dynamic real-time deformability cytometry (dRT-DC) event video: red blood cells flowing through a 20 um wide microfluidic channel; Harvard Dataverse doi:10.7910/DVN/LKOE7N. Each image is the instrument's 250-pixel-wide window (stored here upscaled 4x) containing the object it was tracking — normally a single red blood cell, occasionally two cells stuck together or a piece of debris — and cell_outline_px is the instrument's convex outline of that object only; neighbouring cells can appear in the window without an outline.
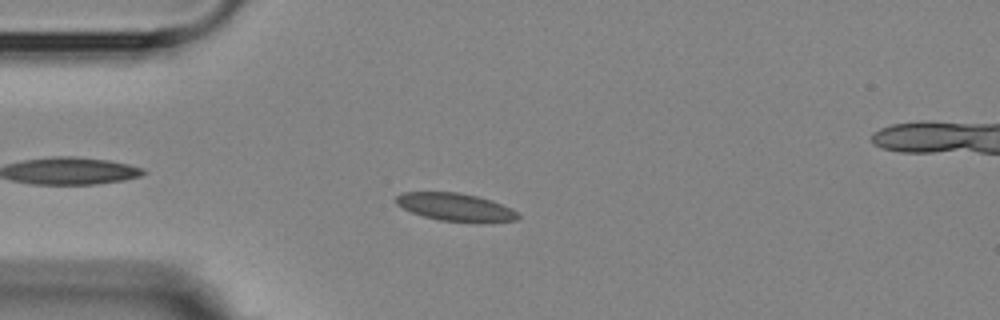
{"species": "Egyptian fruit bat (a non-hibernating species)", "species_latin": "Rousettus aegyptiacus", "temperature_condition": "room temperature", "stored_images_in_passage": 6, "camera_frame_rate_fps": 3000, "um_per_image_px": 0.085, "animal": {"sex": "female"}, "frame": {"image": 1, "passage_image": 3, "time_ms": 2.333, "image_size_px": [1000, 320], "cell_outline_px": [[520, 216], [516, 220], [484, 224], [476, 224], [440, 220], [424, 216], [412, 212], [396, 204], [396, 196], [400, 192], [456, 192], [476, 196], [492, 200], [512, 208]], "centroid_in_image_um": [38.77, 17.63], "position_along_channel_um": 46.2, "area_um2": 20.17}}
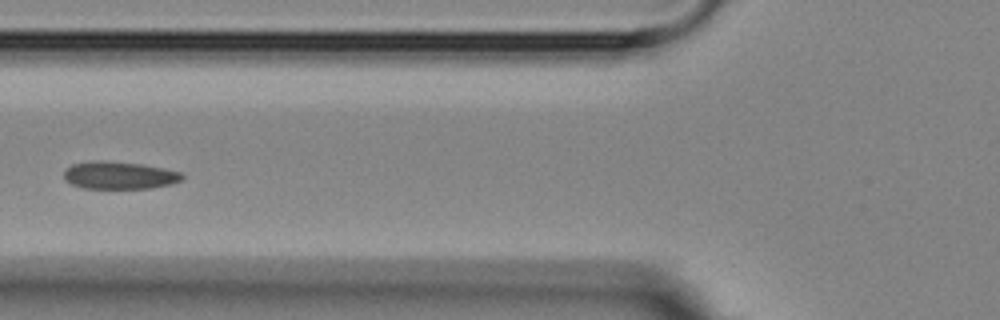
{"frame": {"image": 2, "passage_image": 5, "time_ms": 4.667, "image_size_px": [1000, 320], "cell_outline_px": [[184, 176], [180, 180], [172, 184], [152, 188], [84, 188], [72, 184], [64, 180], [64, 172], [72, 164], [92, 160], [100, 160], [140, 164], [164, 168], [180, 172]], "centroid_in_image_um": [10.13, 14.9], "position_along_channel_um": 115.7, "area_um2": 18.9}}
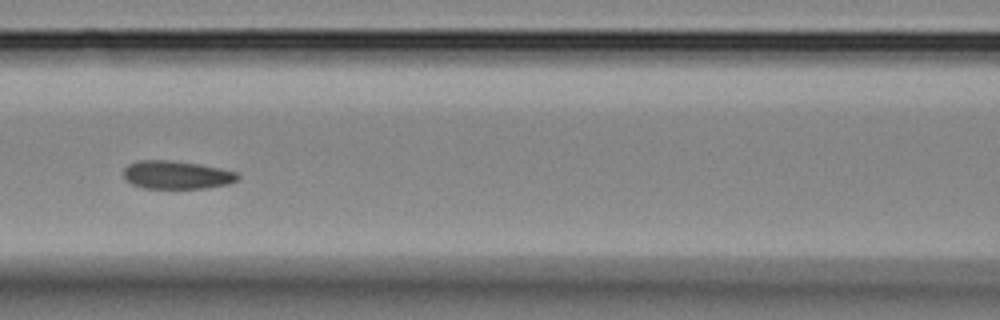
{"frame": {"image": 3, "passage_image": 6, "time_ms": 5.667, "image_size_px": [1000, 320], "cell_outline_px": [[240, 176], [236, 180], [228, 184], [204, 188], [144, 188], [132, 184], [124, 180], [124, 168], [128, 164], [136, 160], [172, 160], [200, 164], [220, 168], [236, 172]], "centroid_in_image_um": [14.98, 14.85], "position_along_channel_um": 151.6, "area_um2": 18.84}}